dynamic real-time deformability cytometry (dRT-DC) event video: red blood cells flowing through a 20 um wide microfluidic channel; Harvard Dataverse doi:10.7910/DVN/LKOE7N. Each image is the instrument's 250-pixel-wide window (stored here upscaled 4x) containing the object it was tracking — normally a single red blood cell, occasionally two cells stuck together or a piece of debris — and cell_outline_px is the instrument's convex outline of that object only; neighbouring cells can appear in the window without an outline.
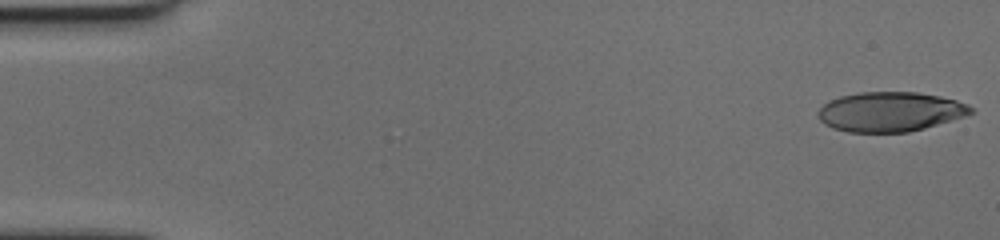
{"species": "human", "species_latin": "Homo sapiens", "temperature_condition": "cold", "stored_images_in_passage": 58, "camera_frame_rate_fps": 3000, "um_per_image_px": 0.085, "donor": {"sex": "female"}, "frame": {"image": 1, "passage_image": 1, "time_ms": 0.0, "image_size_px": [1000, 240], "cell_outline_px": [[976, 112], [964, 116], [924, 128], [908, 132], [848, 132], [832, 128], [824, 124], [816, 116], [816, 112], [828, 100], [840, 96], [860, 92], [920, 92], [940, 96], [956, 100], [968, 104]], "centroid_in_image_um": [75.64, 9.49], "position_along_channel_um": 9.4, "area_um2": 35.49}}
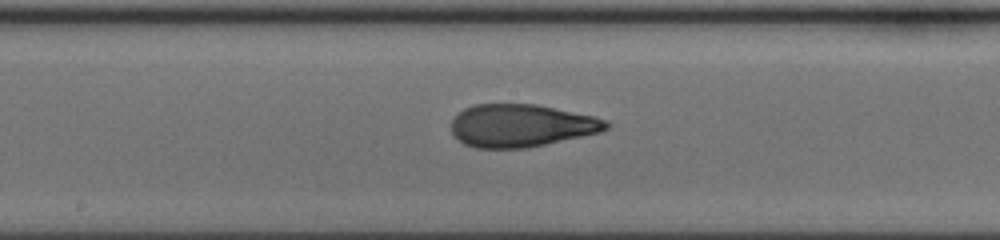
{"frame": {"image": 2, "passage_image": 31, "time_ms": 10.0, "image_size_px": [1000, 240], "cell_outline_px": [[612, 124], [608, 128], [600, 132], [528, 148], [476, 148], [464, 144], [452, 132], [452, 120], [464, 108], [476, 104], [536, 104], [592, 116], [608, 120]], "centroid_in_image_um": [44.32, 10.68], "position_along_channel_um": 203.9, "area_um2": 38.38}}
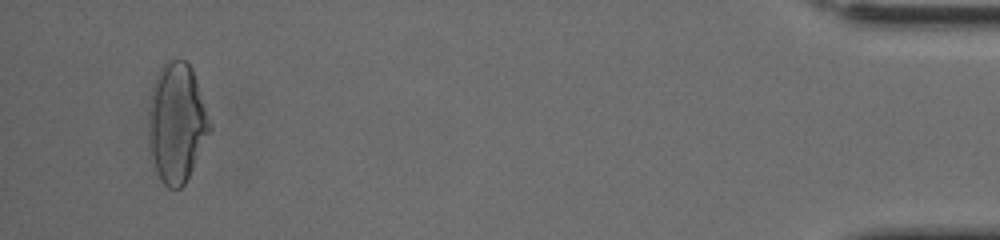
{"frame": {"image": 3, "passage_image": 56, "time_ms": 18.333, "image_size_px": [1000, 240], "cell_outline_px": [[212, 128], [184, 184], [180, 188], [168, 188], [160, 180], [156, 172], [148, 144], [148, 112], [152, 88], [156, 76], [164, 60], [168, 56], [184, 60], [192, 68], [212, 124]], "centroid_in_image_um": [15.0, 10.38], "position_along_channel_um": 420.2, "area_um2": 42.95}, "authors_computed_cell_mechanics": {"area_um2": 38.5237, "velocity_mm_per_s": 3.5235, "shape_relaxation_time_tau1_ms": 6.5813, "shape_relaxation_time_tau2_ms": 1.7058, "deformation_change_tau1": 0.2422, "deformation_change_tau2": 0.0833}}